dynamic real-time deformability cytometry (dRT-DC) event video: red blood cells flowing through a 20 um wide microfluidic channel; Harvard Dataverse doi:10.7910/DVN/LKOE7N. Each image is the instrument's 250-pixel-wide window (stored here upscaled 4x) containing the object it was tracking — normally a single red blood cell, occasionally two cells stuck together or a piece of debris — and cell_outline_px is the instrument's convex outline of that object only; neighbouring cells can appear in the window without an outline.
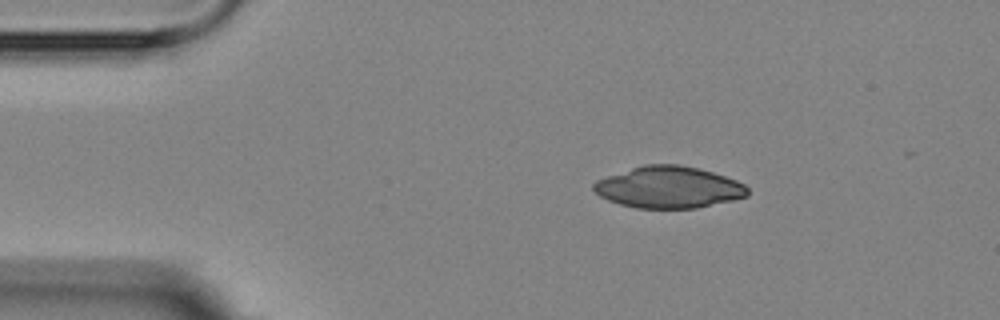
{"species": "Egyptian fruit bat (a non-hibernating species)", "species_latin": "Rousettus aegyptiacus", "temperature_condition": "room temperature", "stored_images_in_passage": 4, "segment_of_instrument_passage": [1, 2], "camera_frame_rate_fps": 3000, "um_per_image_px": 0.085, "animal": {"sex": "female"}, "frame": {"image": 1, "passage_image": 1, "time_ms": 0.0, "image_size_px": [1000, 320], "cell_outline_px": [[748, 196], [732, 200], [696, 208], [636, 208], [620, 204], [608, 200], [600, 196], [592, 188], [592, 184], [596, 180], [644, 164], [680, 164], [712, 172], [736, 180], [744, 184], [748, 188]], "centroid_in_image_um": [56.83, 15.92], "position_along_channel_um": 28.2, "area_um2": 37.17}}